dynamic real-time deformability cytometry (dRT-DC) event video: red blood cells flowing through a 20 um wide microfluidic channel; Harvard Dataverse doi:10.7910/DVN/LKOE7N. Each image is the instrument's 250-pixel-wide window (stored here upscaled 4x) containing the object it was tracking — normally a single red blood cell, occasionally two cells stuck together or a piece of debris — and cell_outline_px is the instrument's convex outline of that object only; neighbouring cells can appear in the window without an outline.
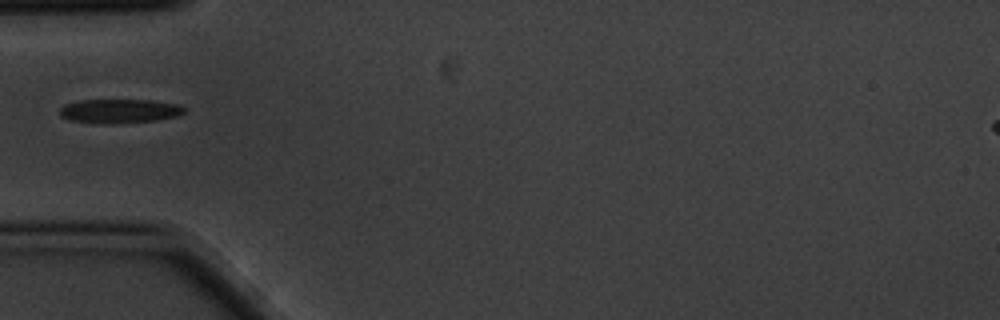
{"species": "common noctule bat (a hibernating species)", "species_latin": "Nyctalus noctula", "temperature_condition": "cold", "stored_images_in_passage": 4, "camera_frame_rate_fps": 3000, "um_per_image_px": 0.085, "animal": {"sex": "male", "body_mass_g": 20.1, "forearm_length_mm": 53.5}, "frame": {"image": 1, "passage_image": 1, "time_ms": 0.0, "image_size_px": [1000, 320], "cell_outline_px": [[184, 112], [176, 116], [156, 120], [120, 124], [100, 124], [72, 120], [60, 116], [60, 108], [64, 104], [80, 100], [152, 100], [180, 104], [184, 108]], "centroid_in_image_um": [10.15, 9.44], "position_along_channel_um": 74.9, "area_um2": 17.63}}